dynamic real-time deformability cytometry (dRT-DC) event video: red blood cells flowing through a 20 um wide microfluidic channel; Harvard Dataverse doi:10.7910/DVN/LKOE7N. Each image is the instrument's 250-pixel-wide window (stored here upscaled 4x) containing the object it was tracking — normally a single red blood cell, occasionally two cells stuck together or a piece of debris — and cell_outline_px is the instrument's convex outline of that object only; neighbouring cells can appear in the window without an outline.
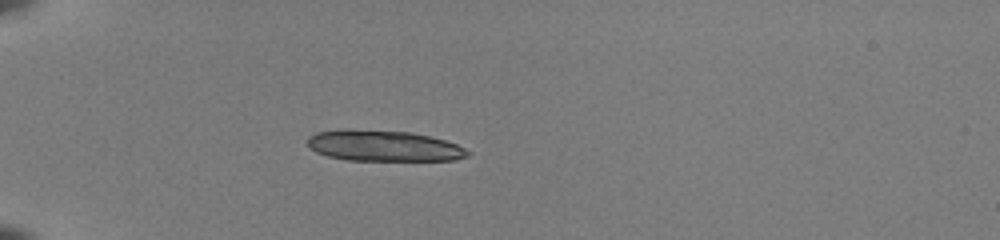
{"species": "common noctule bat (a hibernating species)", "species_latin": "Nyctalus noctula", "temperature_condition": "room temperature", "stored_images_in_passage": 36, "camera_frame_rate_fps": 3000, "um_per_image_px": 0.085, "animal": {"sex": "female", "body_mass_g": 22.0, "forearm_length_mm": 56.7}, "frame": {"image": 1, "passage_image": 1, "time_ms": 0.0, "image_size_px": [1000, 240], "cell_outline_px": [[472, 152], [468, 156], [456, 160], [348, 160], [328, 156], [316, 152], [308, 148], [308, 136], [316, 132], [348, 128], [412, 132], [444, 140], [456, 144]], "centroid_in_image_um": [32.58, 12.38], "position_along_channel_um": 52.4, "area_um2": 29.07}}
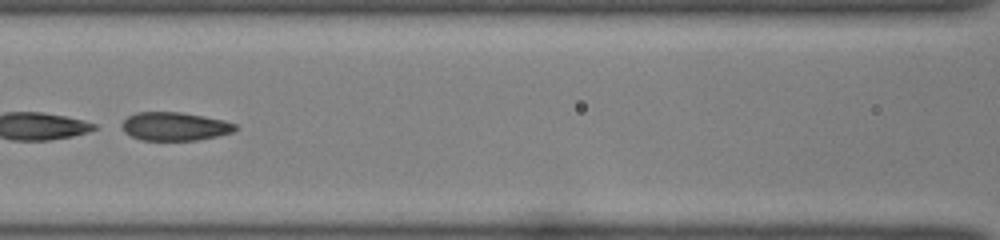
{"frame": {"image": 2, "passage_image": 11, "time_ms": 3.333, "image_size_px": [1000, 240], "cell_outline_px": [[236, 128], [232, 132], [216, 136], [196, 140], [140, 140], [124, 132], [120, 124], [128, 116], [136, 112], [180, 112], [204, 116], [224, 120], [236, 124]], "centroid_in_image_um": [14.82, 10.74], "position_along_channel_um": 151.8, "area_um2": 18.73}, "authors_computed_cell_mechanics": {"area_um2": 19.1318, "velocity_mm_per_s": 4.0092, "shape_relaxation_time_tau1_ms": 0.8205, "shape_relaxation_time_tau2_ms": 1.2322, "deformation_change_tau1": 0.2907, "deformation_change_tau2": 0.0811}}